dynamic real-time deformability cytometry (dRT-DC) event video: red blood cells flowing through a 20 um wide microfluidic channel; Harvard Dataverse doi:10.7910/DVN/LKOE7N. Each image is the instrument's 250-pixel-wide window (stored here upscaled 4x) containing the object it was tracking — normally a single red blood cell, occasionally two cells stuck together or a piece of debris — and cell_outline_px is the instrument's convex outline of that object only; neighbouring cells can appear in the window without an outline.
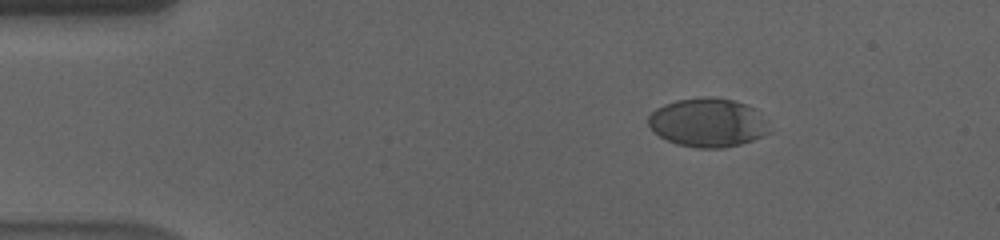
{"species": "human", "species_latin": "Homo sapiens", "temperature_condition": "cold", "stored_images_in_passage": 50, "camera_frame_rate_fps": 3000, "um_per_image_px": 0.085, "donor": {"sex": "male"}, "frame": {"image": 1, "passage_image": 1, "time_ms": 0.0, "image_size_px": [1000, 240], "cell_outline_px": [[772, 132], [752, 140], [740, 144], [724, 148], [696, 148], [676, 144], [660, 136], [648, 124], [648, 116], [656, 108], [664, 104], [676, 100], [708, 96], [712, 96], [732, 100], [744, 104], [752, 108]], "centroid_in_image_um": [60.12, 10.43], "position_along_channel_um": 24.9, "area_um2": 33.99}}
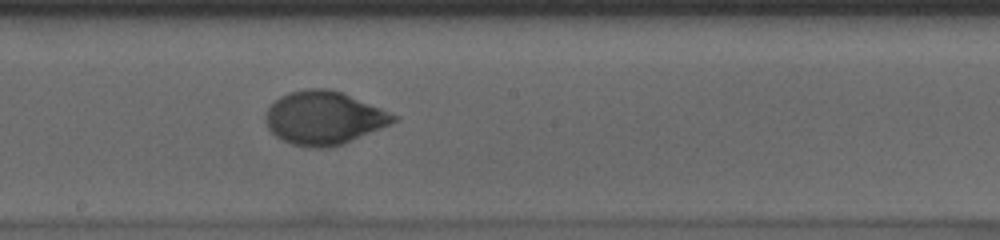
{"frame": {"image": 2, "passage_image": 24, "time_ms": 7.667, "image_size_px": [1000, 240], "cell_outline_px": [[400, 116], [396, 120], [388, 124], [340, 144], [328, 148], [316, 148], [292, 144], [280, 140], [268, 128], [264, 120], [264, 112], [272, 100], [288, 92], [308, 88], [328, 88], [344, 92]], "centroid_in_image_um": [27.46, 9.99], "position_along_channel_um": 220.7, "area_um2": 39.82}}
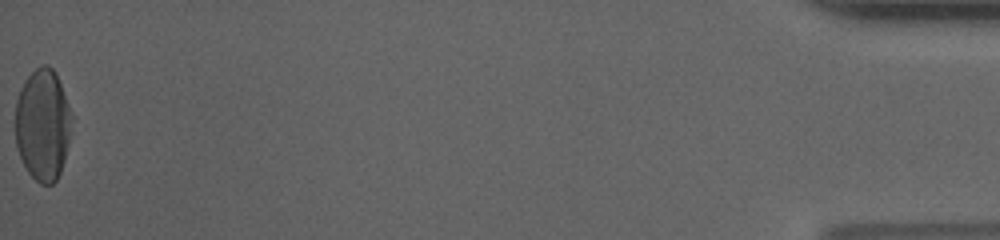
{"frame": {"image": 3, "passage_image": 50, "time_ms": 16.333, "image_size_px": [1000, 240], "cell_outline_px": [[72, 116], [68, 144], [64, 160], [60, 172], [56, 180], [52, 184], [40, 184], [28, 172], [20, 156], [16, 144], [16, 100], [20, 88], [28, 76], [36, 68], [44, 64], [52, 68], [56, 72], [72, 112]], "centroid_in_image_um": [3.64, 10.59], "position_along_channel_um": 431.6, "area_um2": 36.59}, "authors_computed_cell_mechanics": {"area_um2": 38.1191, "velocity_mm_per_s": 3.5641, "shape_relaxation_time_tau1_ms": 4.5609, "shape_relaxation_time_tau2_ms": null, "deformation_change_tau1": 0.1706, "deformation_change_tau2": null}}